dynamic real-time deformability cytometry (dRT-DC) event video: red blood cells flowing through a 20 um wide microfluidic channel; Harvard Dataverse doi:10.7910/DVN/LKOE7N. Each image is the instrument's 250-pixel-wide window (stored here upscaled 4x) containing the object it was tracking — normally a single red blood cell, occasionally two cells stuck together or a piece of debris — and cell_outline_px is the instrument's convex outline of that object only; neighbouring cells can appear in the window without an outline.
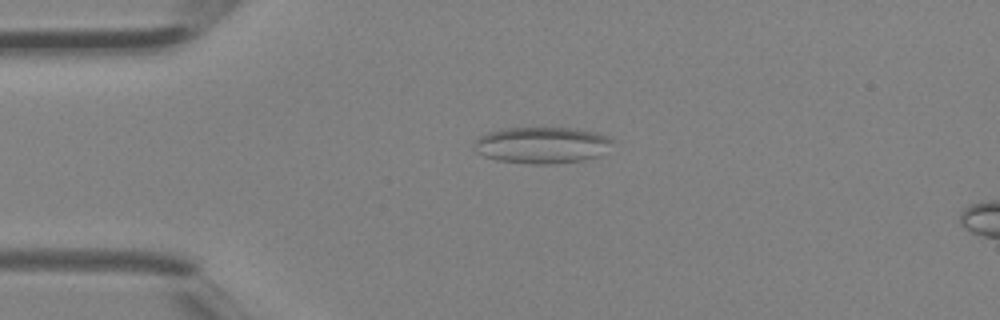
{"species": "Egyptian fruit bat (a non-hibernating species)", "species_latin": "Rousettus aegyptiacus", "temperature_condition": "room temperature", "stored_images_in_passage": 3, "camera_frame_rate_fps": 3000, "um_per_image_px": 0.085, "animal": {"sex": "female"}, "frame": {"image": 1, "passage_image": 2, "time_ms": 0.333, "image_size_px": [1000, 320], "cell_outline_px": [[616, 140], [600, 156], [584, 160], [552, 164], [528, 164], [496, 160], [484, 156], [476, 152], [472, 148], [476, 140], [480, 136], [488, 132], [504, 128], [576, 128], [596, 132], [608, 136]], "centroid_in_image_um": [46.08, 12.34], "position_along_channel_um": 38.9, "area_um2": 29.77}}